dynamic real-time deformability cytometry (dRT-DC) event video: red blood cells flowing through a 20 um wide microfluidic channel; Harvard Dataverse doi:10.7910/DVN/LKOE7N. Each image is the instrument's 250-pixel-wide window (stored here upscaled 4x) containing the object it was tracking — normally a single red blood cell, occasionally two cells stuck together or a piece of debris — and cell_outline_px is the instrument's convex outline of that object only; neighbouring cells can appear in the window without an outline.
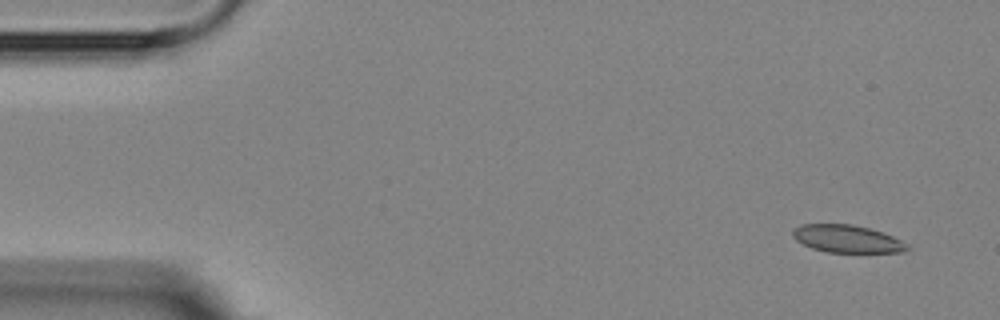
{"species": "Egyptian fruit bat (a non-hibernating species)", "species_latin": "Rousettus aegyptiacus", "temperature_condition": "room temperature", "stored_images_in_passage": 2, "camera_frame_rate_fps": 3000, "um_per_image_px": 0.085, "animal": {"sex": "female"}, "frame": {"image": 1, "passage_image": 2, "time_ms": 1.0, "image_size_px": [1000, 320], "cell_outline_px": [[912, 248], [904, 252], [828, 252], [812, 248], [796, 240], [792, 236], [792, 228], [800, 224], [852, 224], [884, 232], [908, 244]], "centroid_in_image_um": [72.0, 20.29], "position_along_channel_um": 13.0, "area_um2": 18.5}}